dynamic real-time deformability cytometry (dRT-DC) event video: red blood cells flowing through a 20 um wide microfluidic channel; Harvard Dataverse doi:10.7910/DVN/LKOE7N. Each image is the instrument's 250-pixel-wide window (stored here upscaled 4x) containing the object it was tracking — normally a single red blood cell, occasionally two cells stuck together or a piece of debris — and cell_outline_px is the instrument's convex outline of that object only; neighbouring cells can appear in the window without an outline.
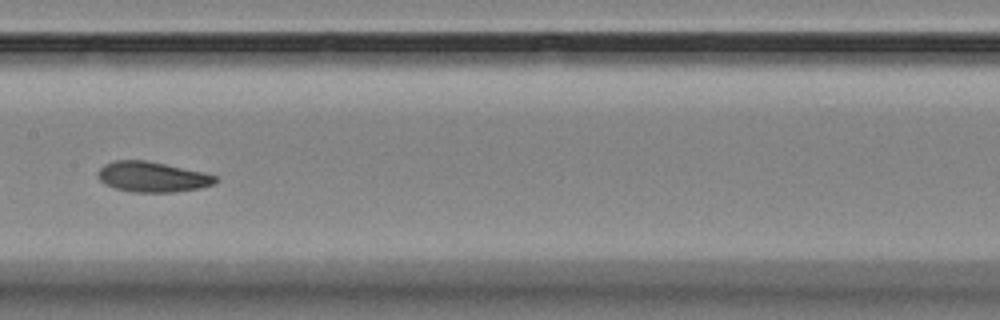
{"species": "Egyptian fruit bat (a non-hibernating species)", "species_latin": "Rousettus aegyptiacus", "temperature_condition": "room temperature", "stored_images_in_passage": 13, "camera_frame_rate_fps": 3000, "um_per_image_px": 0.085, "animal": {"sex": "female"}, "frame": {"image": 1, "passage_image": 8, "time_ms": 8.0, "image_size_px": [1000, 320], "cell_outline_px": [[220, 180], [216, 184], [200, 188], [176, 192], [132, 192], [116, 188], [104, 184], [100, 180], [96, 172], [104, 164], [116, 160], [144, 160], [204, 172], [216, 176]], "centroid_in_image_um": [12.97, 15.04], "position_along_channel_um": 194.4, "area_um2": 20.87}}
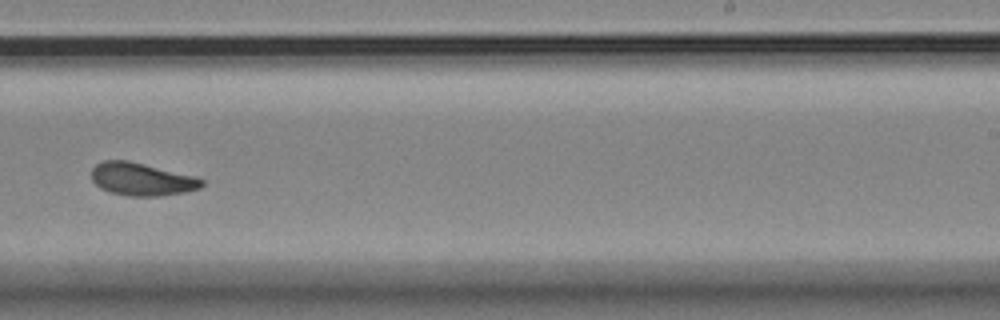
{"frame": {"image": 2, "passage_image": 10, "time_ms": 10.333, "image_size_px": [1000, 320], "cell_outline_px": [[204, 184], [200, 188], [184, 192], [160, 196], [128, 196], [112, 192], [100, 188], [92, 180], [92, 168], [96, 164], [104, 160], [128, 160], [196, 176], [204, 180]], "centroid_in_image_um": [12.06, 15.23], "position_along_channel_um": 276.9, "area_um2": 21.1}}
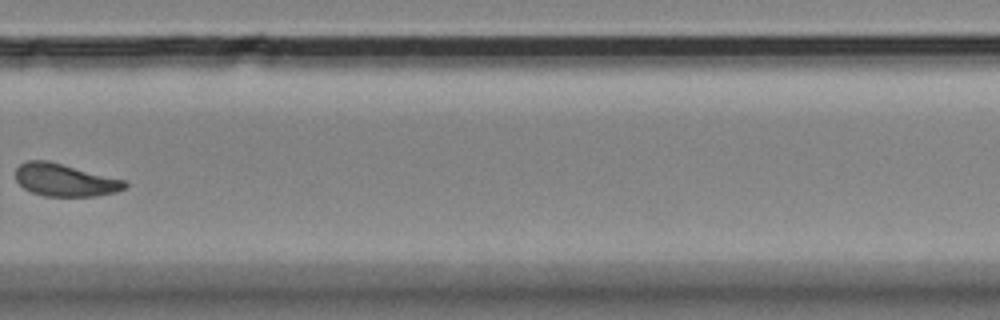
{"frame": {"image": 3, "passage_image": 11, "time_ms": 11.667, "image_size_px": [1000, 320], "cell_outline_px": [[128, 184], [124, 188], [116, 192], [96, 196], [44, 196], [32, 192], [24, 188], [16, 180], [16, 168], [20, 164], [28, 160], [48, 160], [124, 180]], "centroid_in_image_um": [5.5, 15.3], "position_along_channel_um": 324.3, "area_um2": 20.58}, "authors_computed_cell_mechanics": {"area_um2": 21.2704, "velocity_mm_per_s": 3.5687, "shape_relaxation_time_tau1_ms": 4.8004, "shape_relaxation_time_tau2_ms": null, "deformation_change_tau1": 0.143, "deformation_change_tau2": null}}